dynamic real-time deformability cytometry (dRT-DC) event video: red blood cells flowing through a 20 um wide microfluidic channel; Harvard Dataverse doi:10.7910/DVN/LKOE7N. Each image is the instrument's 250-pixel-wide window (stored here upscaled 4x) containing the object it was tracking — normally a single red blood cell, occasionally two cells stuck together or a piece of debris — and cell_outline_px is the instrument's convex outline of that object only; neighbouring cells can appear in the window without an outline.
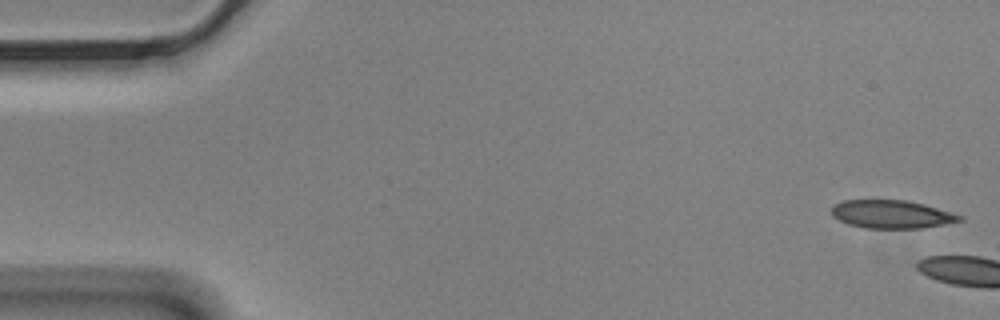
{"species": "Egyptian fruit bat (a non-hibernating species)", "species_latin": "Rousettus aegyptiacus", "temperature_condition": "cold", "stored_images_in_passage": 4, "camera_frame_rate_fps": 3000, "um_per_image_px": 0.085, "animal": {"sex": "male"}, "frame": {"image": 1, "passage_image": 1, "time_ms": 0.0, "image_size_px": [1000, 320], "cell_outline_px": [[964, 220], [944, 224], [920, 228], [864, 228], [848, 224], [832, 216], [832, 208], [836, 204], [844, 200], [904, 200], [924, 204], [964, 216]], "centroid_in_image_um": [75.8, 18.21], "position_along_channel_um": 9.2, "area_um2": 20.87}}